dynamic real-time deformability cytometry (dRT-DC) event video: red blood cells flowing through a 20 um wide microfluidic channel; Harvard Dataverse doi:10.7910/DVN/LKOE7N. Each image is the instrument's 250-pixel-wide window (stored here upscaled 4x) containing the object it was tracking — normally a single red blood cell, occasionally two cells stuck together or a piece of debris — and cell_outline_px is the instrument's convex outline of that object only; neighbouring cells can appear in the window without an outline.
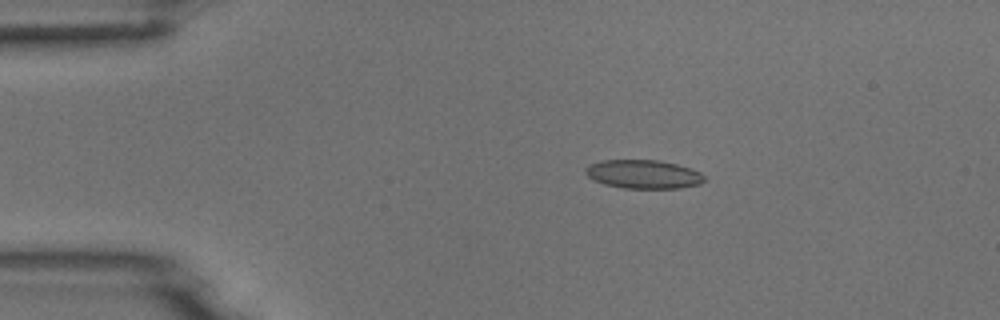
{"species": "common noctule bat (a hibernating species)", "species_latin": "Nyctalus noctula", "temperature_condition": "room temperature", "stored_images_in_passage": 9, "camera_frame_rate_fps": 3000, "um_per_image_px": 0.085, "animal": {"sex": "male", "body_mass_g": 18.8}, "frame": {"image": 1, "passage_image": 3, "time_ms": 2.333, "image_size_px": [1000, 320], "cell_outline_px": [[704, 180], [700, 184], [680, 188], [624, 188], [604, 184], [588, 176], [584, 172], [584, 168], [592, 164], [604, 160], [660, 160], [692, 168], [700, 172], [704, 176]], "centroid_in_image_um": [54.71, 14.8], "position_along_channel_um": 30.3, "area_um2": 19.77}}
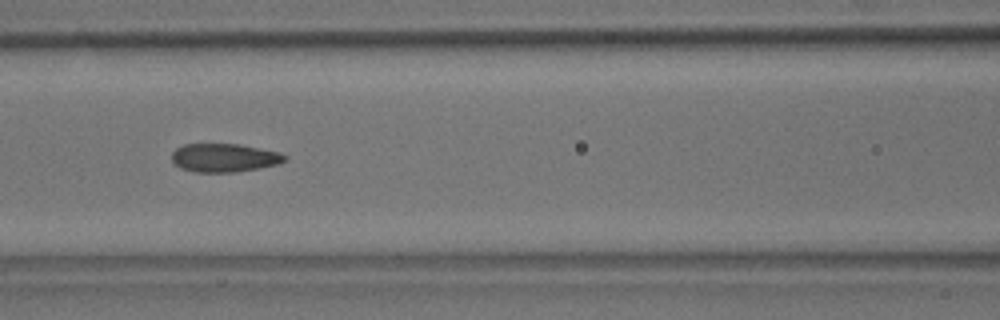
{"frame": {"image": 2, "passage_image": 7, "time_ms": 6.667, "image_size_px": [1000, 320], "cell_outline_px": [[288, 160], [280, 164], [236, 172], [196, 172], [180, 168], [172, 164], [172, 152], [176, 148], [184, 144], [240, 144], [280, 152], [288, 156]], "centroid_in_image_um": [19.08, 13.41], "position_along_channel_um": 147.5, "area_um2": 19.02}}